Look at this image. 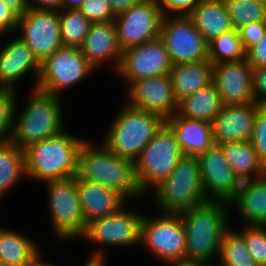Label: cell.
Here are the masks:
<instances>
[{"instance_id":"cell-1","label":"cell","mask_w":266,"mask_h":266,"mask_svg":"<svg viewBox=\"0 0 266 266\" xmlns=\"http://www.w3.org/2000/svg\"><path fill=\"white\" fill-rule=\"evenodd\" d=\"M98 143L96 146L91 139L84 141L79 151L77 176L118 191L129 202L146 196L135 173V161L116 155L102 141Z\"/></svg>"},{"instance_id":"cell-2","label":"cell","mask_w":266,"mask_h":266,"mask_svg":"<svg viewBox=\"0 0 266 266\" xmlns=\"http://www.w3.org/2000/svg\"><path fill=\"white\" fill-rule=\"evenodd\" d=\"M25 105L16 100L11 142L21 150L67 128L62 97L33 88ZM23 108V109H22ZM20 112V113H19Z\"/></svg>"},{"instance_id":"cell-3","label":"cell","mask_w":266,"mask_h":266,"mask_svg":"<svg viewBox=\"0 0 266 266\" xmlns=\"http://www.w3.org/2000/svg\"><path fill=\"white\" fill-rule=\"evenodd\" d=\"M230 203L207 201L180 213L186 233L187 258L216 264L225 231L232 225Z\"/></svg>"},{"instance_id":"cell-4","label":"cell","mask_w":266,"mask_h":266,"mask_svg":"<svg viewBox=\"0 0 266 266\" xmlns=\"http://www.w3.org/2000/svg\"><path fill=\"white\" fill-rule=\"evenodd\" d=\"M86 139L67 128L25 149L26 177L43 184L78 174L79 151Z\"/></svg>"},{"instance_id":"cell-5","label":"cell","mask_w":266,"mask_h":266,"mask_svg":"<svg viewBox=\"0 0 266 266\" xmlns=\"http://www.w3.org/2000/svg\"><path fill=\"white\" fill-rule=\"evenodd\" d=\"M114 115L100 140L116 155L132 161L166 124L163 116L133 108L126 101Z\"/></svg>"},{"instance_id":"cell-6","label":"cell","mask_w":266,"mask_h":266,"mask_svg":"<svg viewBox=\"0 0 266 266\" xmlns=\"http://www.w3.org/2000/svg\"><path fill=\"white\" fill-rule=\"evenodd\" d=\"M145 213L128 207V203L117 212L92 220L86 224L84 234L79 240L93 244L97 250L91 251L83 264L107 265V247H140L141 225ZM106 248V249H105ZM105 250V251H104ZM106 253V254H105Z\"/></svg>"},{"instance_id":"cell-7","label":"cell","mask_w":266,"mask_h":266,"mask_svg":"<svg viewBox=\"0 0 266 266\" xmlns=\"http://www.w3.org/2000/svg\"><path fill=\"white\" fill-rule=\"evenodd\" d=\"M152 193L155 209L161 213L180 214L207 202L197 157L183 156Z\"/></svg>"},{"instance_id":"cell-8","label":"cell","mask_w":266,"mask_h":266,"mask_svg":"<svg viewBox=\"0 0 266 266\" xmlns=\"http://www.w3.org/2000/svg\"><path fill=\"white\" fill-rule=\"evenodd\" d=\"M51 233L61 242L79 239L85 232L81 213L77 175L44 182Z\"/></svg>"},{"instance_id":"cell-9","label":"cell","mask_w":266,"mask_h":266,"mask_svg":"<svg viewBox=\"0 0 266 266\" xmlns=\"http://www.w3.org/2000/svg\"><path fill=\"white\" fill-rule=\"evenodd\" d=\"M183 156L175 133L165 124L135 160V173L144 194L167 179Z\"/></svg>"},{"instance_id":"cell-10","label":"cell","mask_w":266,"mask_h":266,"mask_svg":"<svg viewBox=\"0 0 266 266\" xmlns=\"http://www.w3.org/2000/svg\"><path fill=\"white\" fill-rule=\"evenodd\" d=\"M140 246L165 266L187 258L186 233L180 214H145L141 225Z\"/></svg>"},{"instance_id":"cell-11","label":"cell","mask_w":266,"mask_h":266,"mask_svg":"<svg viewBox=\"0 0 266 266\" xmlns=\"http://www.w3.org/2000/svg\"><path fill=\"white\" fill-rule=\"evenodd\" d=\"M95 72L81 48L62 46L41 63L36 88L63 97L65 91L93 77Z\"/></svg>"},{"instance_id":"cell-12","label":"cell","mask_w":266,"mask_h":266,"mask_svg":"<svg viewBox=\"0 0 266 266\" xmlns=\"http://www.w3.org/2000/svg\"><path fill=\"white\" fill-rule=\"evenodd\" d=\"M159 38L173 65L208 60V42L189 16H164Z\"/></svg>"},{"instance_id":"cell-13","label":"cell","mask_w":266,"mask_h":266,"mask_svg":"<svg viewBox=\"0 0 266 266\" xmlns=\"http://www.w3.org/2000/svg\"><path fill=\"white\" fill-rule=\"evenodd\" d=\"M172 62L160 38L123 50L114 76L128 88L136 80L170 74Z\"/></svg>"},{"instance_id":"cell-14","label":"cell","mask_w":266,"mask_h":266,"mask_svg":"<svg viewBox=\"0 0 266 266\" xmlns=\"http://www.w3.org/2000/svg\"><path fill=\"white\" fill-rule=\"evenodd\" d=\"M18 35L42 63L63 45L58 11L28 7L19 18Z\"/></svg>"},{"instance_id":"cell-15","label":"cell","mask_w":266,"mask_h":266,"mask_svg":"<svg viewBox=\"0 0 266 266\" xmlns=\"http://www.w3.org/2000/svg\"><path fill=\"white\" fill-rule=\"evenodd\" d=\"M164 14L155 0H142L118 14L114 21L123 50L159 38Z\"/></svg>"},{"instance_id":"cell-16","label":"cell","mask_w":266,"mask_h":266,"mask_svg":"<svg viewBox=\"0 0 266 266\" xmlns=\"http://www.w3.org/2000/svg\"><path fill=\"white\" fill-rule=\"evenodd\" d=\"M197 160L207 201L230 203L236 196L242 181L230 167L222 148L214 144L198 155Z\"/></svg>"},{"instance_id":"cell-17","label":"cell","mask_w":266,"mask_h":266,"mask_svg":"<svg viewBox=\"0 0 266 266\" xmlns=\"http://www.w3.org/2000/svg\"><path fill=\"white\" fill-rule=\"evenodd\" d=\"M124 99L131 107L157 113L168 119L177 111L178 101L174 96L169 74L156 75L133 82Z\"/></svg>"},{"instance_id":"cell-18","label":"cell","mask_w":266,"mask_h":266,"mask_svg":"<svg viewBox=\"0 0 266 266\" xmlns=\"http://www.w3.org/2000/svg\"><path fill=\"white\" fill-rule=\"evenodd\" d=\"M16 35L0 47V89L18 92L17 86L29 74L34 81H31V89L36 88L41 63L18 33Z\"/></svg>"},{"instance_id":"cell-19","label":"cell","mask_w":266,"mask_h":266,"mask_svg":"<svg viewBox=\"0 0 266 266\" xmlns=\"http://www.w3.org/2000/svg\"><path fill=\"white\" fill-rule=\"evenodd\" d=\"M212 83L223 105L255 103L253 69L246 59L215 64Z\"/></svg>"},{"instance_id":"cell-20","label":"cell","mask_w":266,"mask_h":266,"mask_svg":"<svg viewBox=\"0 0 266 266\" xmlns=\"http://www.w3.org/2000/svg\"><path fill=\"white\" fill-rule=\"evenodd\" d=\"M80 48L96 71L109 63L110 70L115 73L123 52L118 43L115 21L92 23Z\"/></svg>"},{"instance_id":"cell-21","label":"cell","mask_w":266,"mask_h":266,"mask_svg":"<svg viewBox=\"0 0 266 266\" xmlns=\"http://www.w3.org/2000/svg\"><path fill=\"white\" fill-rule=\"evenodd\" d=\"M258 106L256 103L223 105L212 123L214 143L250 140Z\"/></svg>"},{"instance_id":"cell-22","label":"cell","mask_w":266,"mask_h":266,"mask_svg":"<svg viewBox=\"0 0 266 266\" xmlns=\"http://www.w3.org/2000/svg\"><path fill=\"white\" fill-rule=\"evenodd\" d=\"M77 189L85 225L94 219L117 212L127 203L130 204L118 191L98 183L82 180L78 176Z\"/></svg>"},{"instance_id":"cell-23","label":"cell","mask_w":266,"mask_h":266,"mask_svg":"<svg viewBox=\"0 0 266 266\" xmlns=\"http://www.w3.org/2000/svg\"><path fill=\"white\" fill-rule=\"evenodd\" d=\"M166 124L175 133L184 156L197 157L215 144L212 124L207 121L191 119L175 113L166 119Z\"/></svg>"},{"instance_id":"cell-24","label":"cell","mask_w":266,"mask_h":266,"mask_svg":"<svg viewBox=\"0 0 266 266\" xmlns=\"http://www.w3.org/2000/svg\"><path fill=\"white\" fill-rule=\"evenodd\" d=\"M233 208L244 225L266 226V175L242 181L230 202V209Z\"/></svg>"},{"instance_id":"cell-25","label":"cell","mask_w":266,"mask_h":266,"mask_svg":"<svg viewBox=\"0 0 266 266\" xmlns=\"http://www.w3.org/2000/svg\"><path fill=\"white\" fill-rule=\"evenodd\" d=\"M213 67L209 60L173 65L169 75L177 101L212 84Z\"/></svg>"},{"instance_id":"cell-26","label":"cell","mask_w":266,"mask_h":266,"mask_svg":"<svg viewBox=\"0 0 266 266\" xmlns=\"http://www.w3.org/2000/svg\"><path fill=\"white\" fill-rule=\"evenodd\" d=\"M224 156L241 181L266 175V166L260 160L250 140L221 143Z\"/></svg>"},{"instance_id":"cell-27","label":"cell","mask_w":266,"mask_h":266,"mask_svg":"<svg viewBox=\"0 0 266 266\" xmlns=\"http://www.w3.org/2000/svg\"><path fill=\"white\" fill-rule=\"evenodd\" d=\"M188 16L207 42L234 29L225 0L198 3Z\"/></svg>"},{"instance_id":"cell-28","label":"cell","mask_w":266,"mask_h":266,"mask_svg":"<svg viewBox=\"0 0 266 266\" xmlns=\"http://www.w3.org/2000/svg\"><path fill=\"white\" fill-rule=\"evenodd\" d=\"M23 233L0 227V261L30 266L43 252L40 243Z\"/></svg>"},{"instance_id":"cell-29","label":"cell","mask_w":266,"mask_h":266,"mask_svg":"<svg viewBox=\"0 0 266 266\" xmlns=\"http://www.w3.org/2000/svg\"><path fill=\"white\" fill-rule=\"evenodd\" d=\"M223 104L214 84L199 89L197 92L181 98L177 104L176 114L213 123L221 112Z\"/></svg>"},{"instance_id":"cell-30","label":"cell","mask_w":266,"mask_h":266,"mask_svg":"<svg viewBox=\"0 0 266 266\" xmlns=\"http://www.w3.org/2000/svg\"><path fill=\"white\" fill-rule=\"evenodd\" d=\"M26 177L25 150L11 141L0 143V201Z\"/></svg>"},{"instance_id":"cell-31","label":"cell","mask_w":266,"mask_h":266,"mask_svg":"<svg viewBox=\"0 0 266 266\" xmlns=\"http://www.w3.org/2000/svg\"><path fill=\"white\" fill-rule=\"evenodd\" d=\"M215 265L258 266L248 252L243 236L232 225L223 235L219 256Z\"/></svg>"},{"instance_id":"cell-32","label":"cell","mask_w":266,"mask_h":266,"mask_svg":"<svg viewBox=\"0 0 266 266\" xmlns=\"http://www.w3.org/2000/svg\"><path fill=\"white\" fill-rule=\"evenodd\" d=\"M246 50L237 29L230 30L208 42V60L214 65L245 59Z\"/></svg>"},{"instance_id":"cell-33","label":"cell","mask_w":266,"mask_h":266,"mask_svg":"<svg viewBox=\"0 0 266 266\" xmlns=\"http://www.w3.org/2000/svg\"><path fill=\"white\" fill-rule=\"evenodd\" d=\"M58 16L63 45L80 48L92 22L79 9H62Z\"/></svg>"},{"instance_id":"cell-34","label":"cell","mask_w":266,"mask_h":266,"mask_svg":"<svg viewBox=\"0 0 266 266\" xmlns=\"http://www.w3.org/2000/svg\"><path fill=\"white\" fill-rule=\"evenodd\" d=\"M225 3L234 29L266 21V4L258 0H225Z\"/></svg>"},{"instance_id":"cell-35","label":"cell","mask_w":266,"mask_h":266,"mask_svg":"<svg viewBox=\"0 0 266 266\" xmlns=\"http://www.w3.org/2000/svg\"><path fill=\"white\" fill-rule=\"evenodd\" d=\"M258 266H266V226L244 225L237 230Z\"/></svg>"},{"instance_id":"cell-36","label":"cell","mask_w":266,"mask_h":266,"mask_svg":"<svg viewBox=\"0 0 266 266\" xmlns=\"http://www.w3.org/2000/svg\"><path fill=\"white\" fill-rule=\"evenodd\" d=\"M19 92L0 89V143L11 140L14 110Z\"/></svg>"},{"instance_id":"cell-37","label":"cell","mask_w":266,"mask_h":266,"mask_svg":"<svg viewBox=\"0 0 266 266\" xmlns=\"http://www.w3.org/2000/svg\"><path fill=\"white\" fill-rule=\"evenodd\" d=\"M250 141L260 160L266 166V106H258Z\"/></svg>"},{"instance_id":"cell-38","label":"cell","mask_w":266,"mask_h":266,"mask_svg":"<svg viewBox=\"0 0 266 266\" xmlns=\"http://www.w3.org/2000/svg\"><path fill=\"white\" fill-rule=\"evenodd\" d=\"M79 10L92 23L113 21L116 17L106 0H86Z\"/></svg>"},{"instance_id":"cell-39","label":"cell","mask_w":266,"mask_h":266,"mask_svg":"<svg viewBox=\"0 0 266 266\" xmlns=\"http://www.w3.org/2000/svg\"><path fill=\"white\" fill-rule=\"evenodd\" d=\"M164 16H188L198 4L197 0H155Z\"/></svg>"},{"instance_id":"cell-40","label":"cell","mask_w":266,"mask_h":266,"mask_svg":"<svg viewBox=\"0 0 266 266\" xmlns=\"http://www.w3.org/2000/svg\"><path fill=\"white\" fill-rule=\"evenodd\" d=\"M266 30V21L250 23L238 29L240 39L245 50L253 46L264 36Z\"/></svg>"},{"instance_id":"cell-41","label":"cell","mask_w":266,"mask_h":266,"mask_svg":"<svg viewBox=\"0 0 266 266\" xmlns=\"http://www.w3.org/2000/svg\"><path fill=\"white\" fill-rule=\"evenodd\" d=\"M19 18L10 10V7L0 0V39L17 32Z\"/></svg>"},{"instance_id":"cell-42","label":"cell","mask_w":266,"mask_h":266,"mask_svg":"<svg viewBox=\"0 0 266 266\" xmlns=\"http://www.w3.org/2000/svg\"><path fill=\"white\" fill-rule=\"evenodd\" d=\"M245 59L252 69L266 67V30L260 41L246 50Z\"/></svg>"},{"instance_id":"cell-43","label":"cell","mask_w":266,"mask_h":266,"mask_svg":"<svg viewBox=\"0 0 266 266\" xmlns=\"http://www.w3.org/2000/svg\"><path fill=\"white\" fill-rule=\"evenodd\" d=\"M254 101L260 106H266V67L253 69Z\"/></svg>"},{"instance_id":"cell-44","label":"cell","mask_w":266,"mask_h":266,"mask_svg":"<svg viewBox=\"0 0 266 266\" xmlns=\"http://www.w3.org/2000/svg\"><path fill=\"white\" fill-rule=\"evenodd\" d=\"M115 16L129 10L139 4L142 0H106Z\"/></svg>"},{"instance_id":"cell-45","label":"cell","mask_w":266,"mask_h":266,"mask_svg":"<svg viewBox=\"0 0 266 266\" xmlns=\"http://www.w3.org/2000/svg\"><path fill=\"white\" fill-rule=\"evenodd\" d=\"M28 5L32 8L43 10H62V0H28Z\"/></svg>"},{"instance_id":"cell-46","label":"cell","mask_w":266,"mask_h":266,"mask_svg":"<svg viewBox=\"0 0 266 266\" xmlns=\"http://www.w3.org/2000/svg\"><path fill=\"white\" fill-rule=\"evenodd\" d=\"M10 7V10L18 17L21 18L28 10V0H2Z\"/></svg>"},{"instance_id":"cell-47","label":"cell","mask_w":266,"mask_h":266,"mask_svg":"<svg viewBox=\"0 0 266 266\" xmlns=\"http://www.w3.org/2000/svg\"><path fill=\"white\" fill-rule=\"evenodd\" d=\"M166 266H214V264L203 259L182 258L170 262Z\"/></svg>"},{"instance_id":"cell-48","label":"cell","mask_w":266,"mask_h":266,"mask_svg":"<svg viewBox=\"0 0 266 266\" xmlns=\"http://www.w3.org/2000/svg\"><path fill=\"white\" fill-rule=\"evenodd\" d=\"M86 0H62V9H80Z\"/></svg>"},{"instance_id":"cell-49","label":"cell","mask_w":266,"mask_h":266,"mask_svg":"<svg viewBox=\"0 0 266 266\" xmlns=\"http://www.w3.org/2000/svg\"><path fill=\"white\" fill-rule=\"evenodd\" d=\"M44 252H42L34 261L30 266H57V264H53V262H48V261H44V257L43 254Z\"/></svg>"},{"instance_id":"cell-50","label":"cell","mask_w":266,"mask_h":266,"mask_svg":"<svg viewBox=\"0 0 266 266\" xmlns=\"http://www.w3.org/2000/svg\"><path fill=\"white\" fill-rule=\"evenodd\" d=\"M0 266H21V265H17V264H14V263H7V262H4V261H0Z\"/></svg>"},{"instance_id":"cell-51","label":"cell","mask_w":266,"mask_h":266,"mask_svg":"<svg viewBox=\"0 0 266 266\" xmlns=\"http://www.w3.org/2000/svg\"><path fill=\"white\" fill-rule=\"evenodd\" d=\"M214 1H219V0H197L198 3H203V2H214Z\"/></svg>"},{"instance_id":"cell-52","label":"cell","mask_w":266,"mask_h":266,"mask_svg":"<svg viewBox=\"0 0 266 266\" xmlns=\"http://www.w3.org/2000/svg\"><path fill=\"white\" fill-rule=\"evenodd\" d=\"M82 266H106V265H98V264H82Z\"/></svg>"},{"instance_id":"cell-53","label":"cell","mask_w":266,"mask_h":266,"mask_svg":"<svg viewBox=\"0 0 266 266\" xmlns=\"http://www.w3.org/2000/svg\"><path fill=\"white\" fill-rule=\"evenodd\" d=\"M258 1H260V2H262V3H264V4H266V0H258Z\"/></svg>"}]
</instances>
